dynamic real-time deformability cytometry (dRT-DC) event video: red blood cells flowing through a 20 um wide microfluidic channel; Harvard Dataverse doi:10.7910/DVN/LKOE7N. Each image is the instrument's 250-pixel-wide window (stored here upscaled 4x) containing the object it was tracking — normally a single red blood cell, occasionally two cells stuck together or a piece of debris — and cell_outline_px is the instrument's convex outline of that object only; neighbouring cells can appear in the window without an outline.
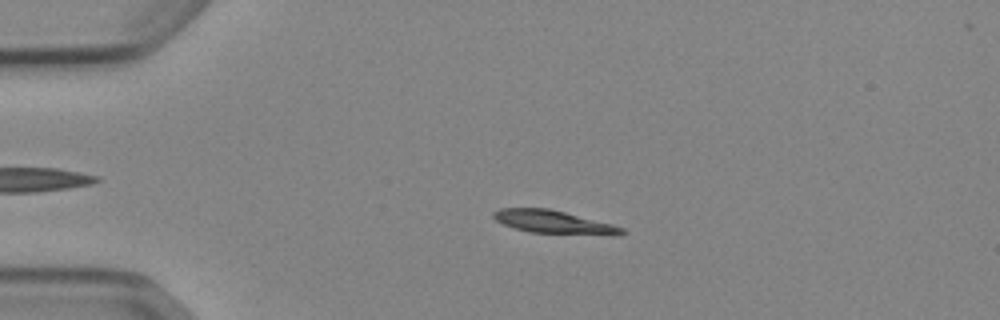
{"species": "Egyptian fruit bat (a non-hibernating species)", "species_latin": "Rousettus aegyptiacus", "temperature_condition": "cold", "stored_images_in_passage": 46, "camera_frame_rate_fps": 3000, "um_per_image_px": 0.085, "animal": {"sex": "female"}, "frame": {"image": 1, "passage_image": 5, "time_ms": 1.333, "image_size_px": [1000, 320], "cell_outline_px": [[628, 232], [620, 236], [616, 236], [528, 232], [504, 224], [496, 220], [492, 216], [492, 212], [500, 208], [548, 208], [612, 224], [624, 228]], "centroid_in_image_um": [47.13, 18.89], "position_along_channel_um": 37.9, "area_um2": 17.4}}
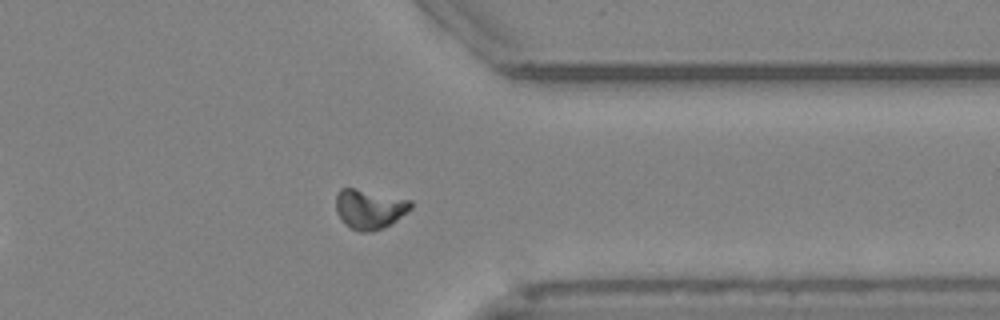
{"frame": {"image": 2, "passage_image": 35, "time_ms": 11.333, "image_size_px": [1000, 320], "cell_outline_px": [[412, 208], [396, 220], [372, 232], [360, 232], [344, 224], [336, 212], [336, 192], [340, 188], [352, 188], [412, 200]], "centroid_in_image_um": [31.37, 17.76], "position_along_channel_um": 380.0, "area_um2": 17.11}}
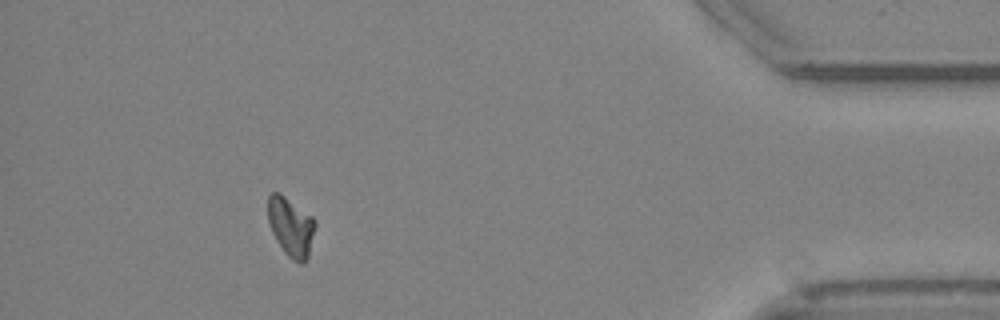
{"frame": {"image": 3, "passage_image": 41, "time_ms": 13.333, "image_size_px": [1000, 320], "cell_outline_px": [[316, 224], [308, 256], [304, 264], [300, 264], [292, 260], [288, 256], [276, 240], [272, 232], [268, 220], [268, 196], [272, 192], [280, 192], [312, 216], [316, 220]], "centroid_in_image_um": [24.73, 19.27], "position_along_channel_um": 410.5, "area_um2": 16.3}, "authors_computed_cell_mechanics": {"area_um2": 17.1955, "velocity_mm_per_s": 3.8535, "shape_relaxation_time_tau1_ms": 6.6377, "shape_relaxation_time_tau2_ms": null, "deformation_change_tau1": 0.1518, "deformation_change_tau2": null}}